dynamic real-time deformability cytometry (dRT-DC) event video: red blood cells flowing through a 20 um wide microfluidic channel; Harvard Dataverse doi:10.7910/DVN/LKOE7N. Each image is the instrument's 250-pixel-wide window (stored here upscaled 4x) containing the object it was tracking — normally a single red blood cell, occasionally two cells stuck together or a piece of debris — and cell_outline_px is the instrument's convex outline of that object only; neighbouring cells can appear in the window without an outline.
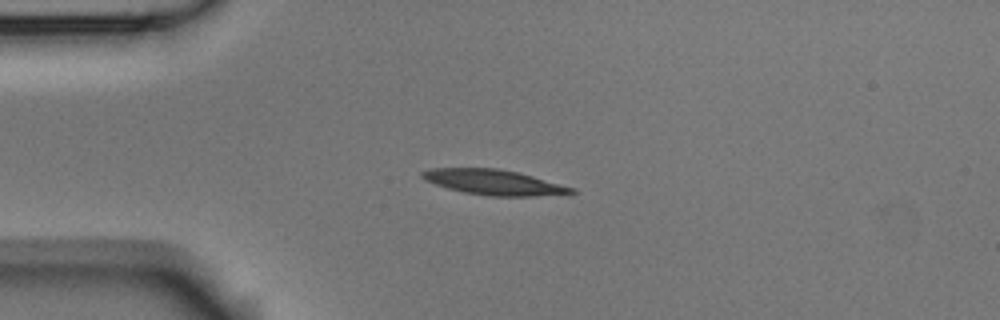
{"species": "Egyptian fruit bat (a non-hibernating species)", "species_latin": "Rousettus aegyptiacus", "temperature_condition": "room temperature", "stored_images_in_passage": 7, "camera_frame_rate_fps": 3000, "um_per_image_px": 0.085, "animal": {"sex": "male"}, "frame": {"image": 1, "passage_image": 3, "time_ms": 0.667, "image_size_px": [1000, 320], "cell_outline_px": [[576, 192], [536, 196], [488, 196], [464, 192], [448, 188], [424, 180], [420, 176], [420, 172], [432, 168], [496, 168], [516, 172], [532, 176], [576, 188]], "centroid_in_image_um": [41.94, 15.49], "position_along_channel_um": 43.1, "area_um2": 21.73}}
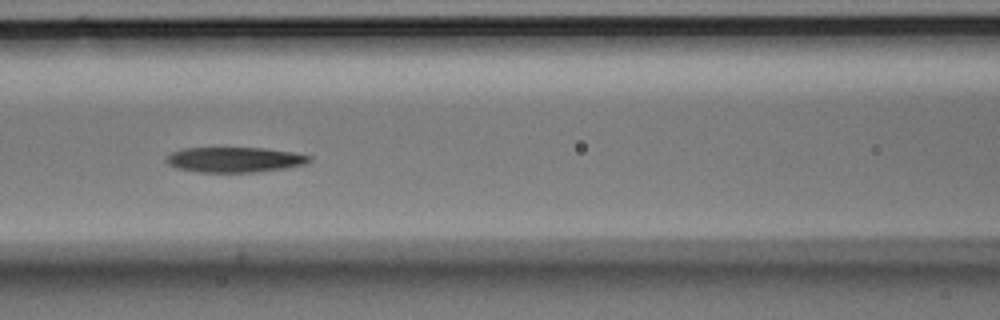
{"frame": {"image": 2, "passage_image": 6, "time_ms": 1.667, "image_size_px": [1000, 320], "cell_outline_px": [[312, 160], [304, 164], [284, 168], [256, 172], [196, 172], [176, 168], [168, 164], [164, 160], [172, 152], [184, 148], [264, 148], [292, 152], [312, 156]], "centroid_in_image_um": [19.92, 13.57], "position_along_channel_um": 146.7, "area_um2": 20.98}}
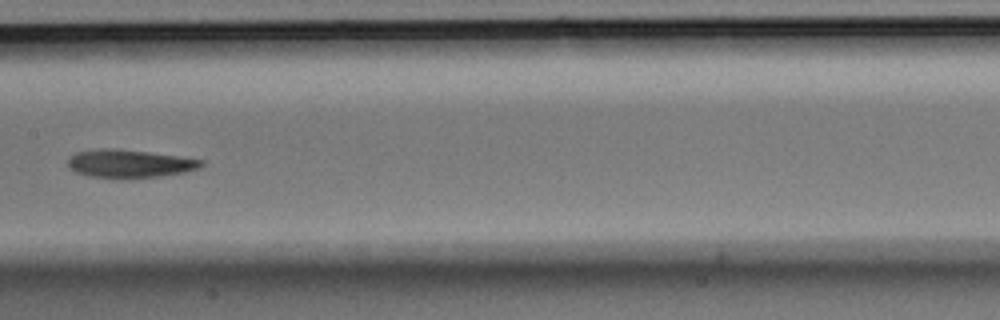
{"frame": {"image": 3, "passage_image": 7, "time_ms": 2.0, "image_size_px": [1000, 320], "cell_outline_px": [[204, 164], [200, 168], [184, 172], [160, 176], [124, 180], [88, 176], [76, 172], [68, 168], [68, 160], [76, 152], [96, 148], [112, 148], [148, 152], [204, 160]], "centroid_in_image_um": [10.98, 13.93], "position_along_channel_um": 196.4, "area_um2": 22.2}}